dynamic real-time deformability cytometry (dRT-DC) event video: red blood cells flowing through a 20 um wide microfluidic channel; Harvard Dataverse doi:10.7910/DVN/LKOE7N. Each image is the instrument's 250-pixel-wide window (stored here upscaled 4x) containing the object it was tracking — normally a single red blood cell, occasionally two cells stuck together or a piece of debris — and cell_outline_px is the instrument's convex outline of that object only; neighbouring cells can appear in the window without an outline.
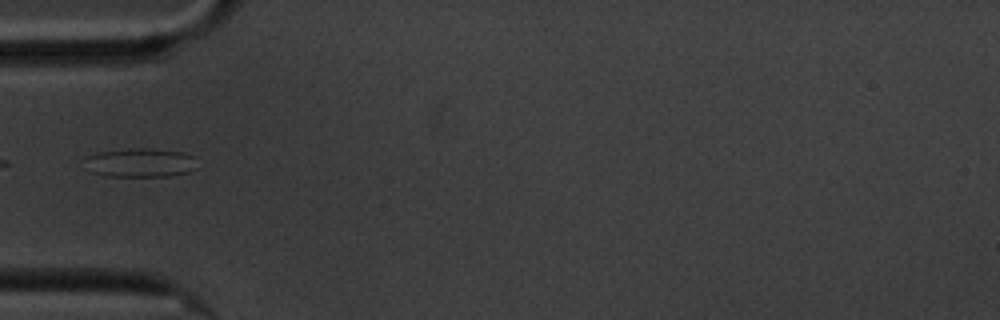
{"species": "common noctule bat (a hibernating species)", "species_latin": "Nyctalus noctula", "temperature_condition": "cold", "stored_images_in_passage": 4, "camera_frame_rate_fps": 3000, "um_per_image_px": 0.085, "animal": {"sex": "male", "body_mass_g": 20.1, "forearm_length_mm": 53.5}, "frame": {"image": 1, "passage_image": 1, "time_ms": 0.0, "image_size_px": [1000, 320], "cell_outline_px": [[196, 168], [188, 172], [168, 176], [104, 176], [92, 172], [84, 156], [96, 152], [128, 148], [148, 148], [184, 152], [192, 156]], "centroid_in_image_um": [11.9, 13.81], "position_along_channel_um": 73.1, "area_um2": 18.9}}
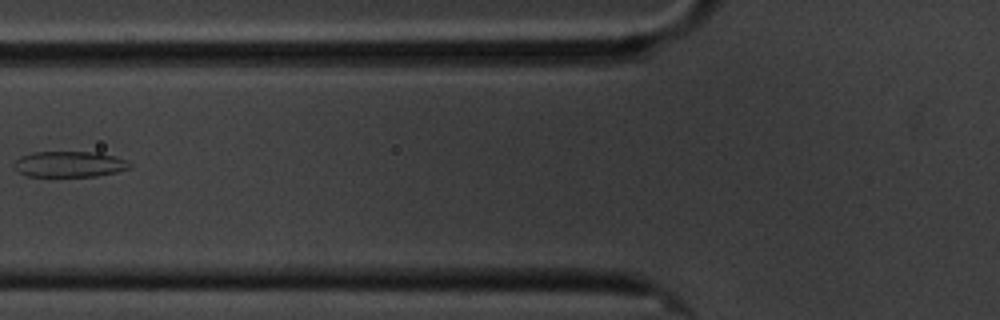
{"frame": {"image": 2, "passage_image": 2, "time_ms": 1.333, "image_size_px": [1000, 320], "cell_outline_px": [[132, 168], [116, 172], [96, 176], [28, 176], [20, 172], [16, 168], [16, 160], [20, 156], [32, 152], [96, 152], [116, 156], [128, 160], [132, 164]], "centroid_in_image_um": [5.98, 13.95], "position_along_channel_um": 119.8, "area_um2": 17.4}}
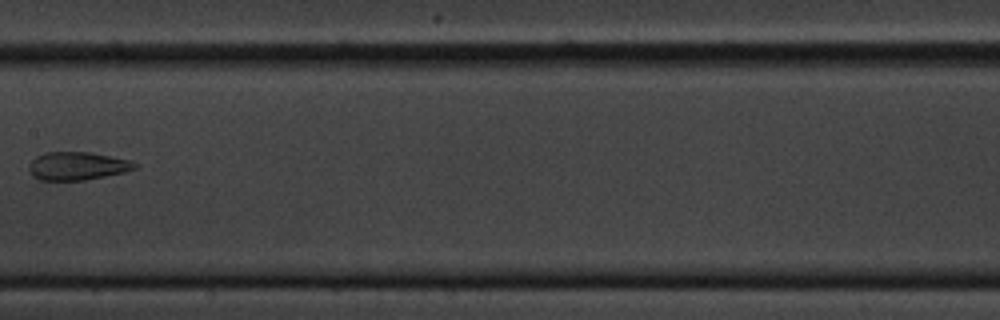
{"frame": {"image": 3, "passage_image": 4, "time_ms": 3.667, "image_size_px": [1000, 320], "cell_outline_px": [[140, 164], [136, 168], [124, 172], [84, 180], [40, 180], [32, 176], [28, 168], [28, 164], [36, 156], [44, 152], [92, 152], [128, 160]], "centroid_in_image_um": [6.54, 14.1], "position_along_channel_um": 200.9, "area_um2": 17.4}}